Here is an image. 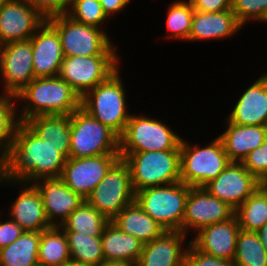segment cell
<instances>
[{
  "instance_id": "4",
  "label": "cell",
  "mask_w": 267,
  "mask_h": 266,
  "mask_svg": "<svg viewBox=\"0 0 267 266\" xmlns=\"http://www.w3.org/2000/svg\"><path fill=\"white\" fill-rule=\"evenodd\" d=\"M166 123L144 114L135 115L127 122L119 136V154L124 159L130 153L180 150L181 136Z\"/></svg>"
},
{
  "instance_id": "37",
  "label": "cell",
  "mask_w": 267,
  "mask_h": 266,
  "mask_svg": "<svg viewBox=\"0 0 267 266\" xmlns=\"http://www.w3.org/2000/svg\"><path fill=\"white\" fill-rule=\"evenodd\" d=\"M231 10L244 27L248 22H260L267 15V0H232Z\"/></svg>"
},
{
  "instance_id": "34",
  "label": "cell",
  "mask_w": 267,
  "mask_h": 266,
  "mask_svg": "<svg viewBox=\"0 0 267 266\" xmlns=\"http://www.w3.org/2000/svg\"><path fill=\"white\" fill-rule=\"evenodd\" d=\"M166 26L168 34L163 37L169 40H183L189 41V35L191 32L192 17L194 14V9L189 0L173 1L172 4L168 6ZM170 31V32H169Z\"/></svg>"
},
{
  "instance_id": "30",
  "label": "cell",
  "mask_w": 267,
  "mask_h": 266,
  "mask_svg": "<svg viewBox=\"0 0 267 266\" xmlns=\"http://www.w3.org/2000/svg\"><path fill=\"white\" fill-rule=\"evenodd\" d=\"M110 221L97 209L84 201L60 225L64 232H78L88 236H101Z\"/></svg>"
},
{
  "instance_id": "39",
  "label": "cell",
  "mask_w": 267,
  "mask_h": 266,
  "mask_svg": "<svg viewBox=\"0 0 267 266\" xmlns=\"http://www.w3.org/2000/svg\"><path fill=\"white\" fill-rule=\"evenodd\" d=\"M185 266H235L233 260L219 259L198 250L191 242L186 250Z\"/></svg>"
},
{
  "instance_id": "25",
  "label": "cell",
  "mask_w": 267,
  "mask_h": 266,
  "mask_svg": "<svg viewBox=\"0 0 267 266\" xmlns=\"http://www.w3.org/2000/svg\"><path fill=\"white\" fill-rule=\"evenodd\" d=\"M104 261L124 262L136 265L143 243L134 236L124 233L111 221L101 235Z\"/></svg>"
},
{
  "instance_id": "9",
  "label": "cell",
  "mask_w": 267,
  "mask_h": 266,
  "mask_svg": "<svg viewBox=\"0 0 267 266\" xmlns=\"http://www.w3.org/2000/svg\"><path fill=\"white\" fill-rule=\"evenodd\" d=\"M69 157L119 154V136L81 107L71 113Z\"/></svg>"
},
{
  "instance_id": "44",
  "label": "cell",
  "mask_w": 267,
  "mask_h": 266,
  "mask_svg": "<svg viewBox=\"0 0 267 266\" xmlns=\"http://www.w3.org/2000/svg\"><path fill=\"white\" fill-rule=\"evenodd\" d=\"M256 233L260 242L267 250V222L258 231H256Z\"/></svg>"
},
{
  "instance_id": "10",
  "label": "cell",
  "mask_w": 267,
  "mask_h": 266,
  "mask_svg": "<svg viewBox=\"0 0 267 266\" xmlns=\"http://www.w3.org/2000/svg\"><path fill=\"white\" fill-rule=\"evenodd\" d=\"M85 201L109 221L135 201V192L127 163L120 158Z\"/></svg>"
},
{
  "instance_id": "22",
  "label": "cell",
  "mask_w": 267,
  "mask_h": 266,
  "mask_svg": "<svg viewBox=\"0 0 267 266\" xmlns=\"http://www.w3.org/2000/svg\"><path fill=\"white\" fill-rule=\"evenodd\" d=\"M227 120L237 125L267 126V74L263 73L237 99Z\"/></svg>"
},
{
  "instance_id": "3",
  "label": "cell",
  "mask_w": 267,
  "mask_h": 266,
  "mask_svg": "<svg viewBox=\"0 0 267 266\" xmlns=\"http://www.w3.org/2000/svg\"><path fill=\"white\" fill-rule=\"evenodd\" d=\"M120 68L81 97V108L120 136L131 117ZM128 107V108H127Z\"/></svg>"
},
{
  "instance_id": "32",
  "label": "cell",
  "mask_w": 267,
  "mask_h": 266,
  "mask_svg": "<svg viewBox=\"0 0 267 266\" xmlns=\"http://www.w3.org/2000/svg\"><path fill=\"white\" fill-rule=\"evenodd\" d=\"M71 260L100 266L104 262L101 236H88L78 232H65Z\"/></svg>"
},
{
  "instance_id": "13",
  "label": "cell",
  "mask_w": 267,
  "mask_h": 266,
  "mask_svg": "<svg viewBox=\"0 0 267 266\" xmlns=\"http://www.w3.org/2000/svg\"><path fill=\"white\" fill-rule=\"evenodd\" d=\"M119 159L120 154L69 157L60 178L73 192L86 199Z\"/></svg>"
},
{
  "instance_id": "2",
  "label": "cell",
  "mask_w": 267,
  "mask_h": 266,
  "mask_svg": "<svg viewBox=\"0 0 267 266\" xmlns=\"http://www.w3.org/2000/svg\"><path fill=\"white\" fill-rule=\"evenodd\" d=\"M15 98L22 105H17L22 123L37 115H68L81 107L79 94L59 76L34 78Z\"/></svg>"
},
{
  "instance_id": "27",
  "label": "cell",
  "mask_w": 267,
  "mask_h": 266,
  "mask_svg": "<svg viewBox=\"0 0 267 266\" xmlns=\"http://www.w3.org/2000/svg\"><path fill=\"white\" fill-rule=\"evenodd\" d=\"M111 222L143 244L151 242L165 232L164 228L149 216L136 201L122 209Z\"/></svg>"
},
{
  "instance_id": "31",
  "label": "cell",
  "mask_w": 267,
  "mask_h": 266,
  "mask_svg": "<svg viewBox=\"0 0 267 266\" xmlns=\"http://www.w3.org/2000/svg\"><path fill=\"white\" fill-rule=\"evenodd\" d=\"M241 230L258 231L267 222V192L260 187L236 210Z\"/></svg>"
},
{
  "instance_id": "35",
  "label": "cell",
  "mask_w": 267,
  "mask_h": 266,
  "mask_svg": "<svg viewBox=\"0 0 267 266\" xmlns=\"http://www.w3.org/2000/svg\"><path fill=\"white\" fill-rule=\"evenodd\" d=\"M14 95L0 92V163L7 157L17 124V102Z\"/></svg>"
},
{
  "instance_id": "1",
  "label": "cell",
  "mask_w": 267,
  "mask_h": 266,
  "mask_svg": "<svg viewBox=\"0 0 267 266\" xmlns=\"http://www.w3.org/2000/svg\"><path fill=\"white\" fill-rule=\"evenodd\" d=\"M66 161L49 140L40 139L19 122L9 153L0 163V175L6 180L35 183L38 179L60 177Z\"/></svg>"
},
{
  "instance_id": "17",
  "label": "cell",
  "mask_w": 267,
  "mask_h": 266,
  "mask_svg": "<svg viewBox=\"0 0 267 266\" xmlns=\"http://www.w3.org/2000/svg\"><path fill=\"white\" fill-rule=\"evenodd\" d=\"M9 183L21 188L9 211V218L19 224L24 231H43L52 225L47 220L42 197L33 183L6 180L0 175V184Z\"/></svg>"
},
{
  "instance_id": "46",
  "label": "cell",
  "mask_w": 267,
  "mask_h": 266,
  "mask_svg": "<svg viewBox=\"0 0 267 266\" xmlns=\"http://www.w3.org/2000/svg\"><path fill=\"white\" fill-rule=\"evenodd\" d=\"M260 188L267 191V173L260 180Z\"/></svg>"
},
{
  "instance_id": "36",
  "label": "cell",
  "mask_w": 267,
  "mask_h": 266,
  "mask_svg": "<svg viewBox=\"0 0 267 266\" xmlns=\"http://www.w3.org/2000/svg\"><path fill=\"white\" fill-rule=\"evenodd\" d=\"M66 15L76 22L97 28H102L101 25L108 20L100 0H70Z\"/></svg>"
},
{
  "instance_id": "15",
  "label": "cell",
  "mask_w": 267,
  "mask_h": 266,
  "mask_svg": "<svg viewBox=\"0 0 267 266\" xmlns=\"http://www.w3.org/2000/svg\"><path fill=\"white\" fill-rule=\"evenodd\" d=\"M45 21L23 0H4L0 7V46L30 39Z\"/></svg>"
},
{
  "instance_id": "18",
  "label": "cell",
  "mask_w": 267,
  "mask_h": 266,
  "mask_svg": "<svg viewBox=\"0 0 267 266\" xmlns=\"http://www.w3.org/2000/svg\"><path fill=\"white\" fill-rule=\"evenodd\" d=\"M33 184L42 197L47 220L52 226H60L85 201L79 194L73 192L60 177L38 179Z\"/></svg>"
},
{
  "instance_id": "28",
  "label": "cell",
  "mask_w": 267,
  "mask_h": 266,
  "mask_svg": "<svg viewBox=\"0 0 267 266\" xmlns=\"http://www.w3.org/2000/svg\"><path fill=\"white\" fill-rule=\"evenodd\" d=\"M42 231H24L0 250V266H39L38 249Z\"/></svg>"
},
{
  "instance_id": "47",
  "label": "cell",
  "mask_w": 267,
  "mask_h": 266,
  "mask_svg": "<svg viewBox=\"0 0 267 266\" xmlns=\"http://www.w3.org/2000/svg\"><path fill=\"white\" fill-rule=\"evenodd\" d=\"M63 266H92V265L83 264V263H80V262H75V261L70 260L69 262H67Z\"/></svg>"
},
{
  "instance_id": "6",
  "label": "cell",
  "mask_w": 267,
  "mask_h": 266,
  "mask_svg": "<svg viewBox=\"0 0 267 266\" xmlns=\"http://www.w3.org/2000/svg\"><path fill=\"white\" fill-rule=\"evenodd\" d=\"M198 145L183 137L180 141V180L190 187H204L231 162L218 136L204 147Z\"/></svg>"
},
{
  "instance_id": "19",
  "label": "cell",
  "mask_w": 267,
  "mask_h": 266,
  "mask_svg": "<svg viewBox=\"0 0 267 266\" xmlns=\"http://www.w3.org/2000/svg\"><path fill=\"white\" fill-rule=\"evenodd\" d=\"M30 40L34 77L58 76L64 54L56 29L46 20Z\"/></svg>"
},
{
  "instance_id": "8",
  "label": "cell",
  "mask_w": 267,
  "mask_h": 266,
  "mask_svg": "<svg viewBox=\"0 0 267 266\" xmlns=\"http://www.w3.org/2000/svg\"><path fill=\"white\" fill-rule=\"evenodd\" d=\"M130 169L134 192L180 180V150L130 153L123 159Z\"/></svg>"
},
{
  "instance_id": "29",
  "label": "cell",
  "mask_w": 267,
  "mask_h": 266,
  "mask_svg": "<svg viewBox=\"0 0 267 266\" xmlns=\"http://www.w3.org/2000/svg\"><path fill=\"white\" fill-rule=\"evenodd\" d=\"M71 260L66 234L60 226L41 232L38 249L39 266H63Z\"/></svg>"
},
{
  "instance_id": "24",
  "label": "cell",
  "mask_w": 267,
  "mask_h": 266,
  "mask_svg": "<svg viewBox=\"0 0 267 266\" xmlns=\"http://www.w3.org/2000/svg\"><path fill=\"white\" fill-rule=\"evenodd\" d=\"M225 122L226 129L218 137L231 162H242L248 153L261 146L267 139V126L237 125L227 119Z\"/></svg>"
},
{
  "instance_id": "11",
  "label": "cell",
  "mask_w": 267,
  "mask_h": 266,
  "mask_svg": "<svg viewBox=\"0 0 267 266\" xmlns=\"http://www.w3.org/2000/svg\"><path fill=\"white\" fill-rule=\"evenodd\" d=\"M120 60V56L64 57L58 76L82 97L115 73L121 67Z\"/></svg>"
},
{
  "instance_id": "41",
  "label": "cell",
  "mask_w": 267,
  "mask_h": 266,
  "mask_svg": "<svg viewBox=\"0 0 267 266\" xmlns=\"http://www.w3.org/2000/svg\"><path fill=\"white\" fill-rule=\"evenodd\" d=\"M24 230L11 218L0 220V250L18 239Z\"/></svg>"
},
{
  "instance_id": "40",
  "label": "cell",
  "mask_w": 267,
  "mask_h": 266,
  "mask_svg": "<svg viewBox=\"0 0 267 266\" xmlns=\"http://www.w3.org/2000/svg\"><path fill=\"white\" fill-rule=\"evenodd\" d=\"M38 10L45 18L66 14L70 0H23Z\"/></svg>"
},
{
  "instance_id": "14",
  "label": "cell",
  "mask_w": 267,
  "mask_h": 266,
  "mask_svg": "<svg viewBox=\"0 0 267 266\" xmlns=\"http://www.w3.org/2000/svg\"><path fill=\"white\" fill-rule=\"evenodd\" d=\"M234 213L231 207L211 195L204 187H191L186 200L181 232L186 235L189 231L197 233L205 226L229 220Z\"/></svg>"
},
{
  "instance_id": "7",
  "label": "cell",
  "mask_w": 267,
  "mask_h": 266,
  "mask_svg": "<svg viewBox=\"0 0 267 266\" xmlns=\"http://www.w3.org/2000/svg\"><path fill=\"white\" fill-rule=\"evenodd\" d=\"M190 186L179 181L135 192L136 203L165 231H181Z\"/></svg>"
},
{
  "instance_id": "48",
  "label": "cell",
  "mask_w": 267,
  "mask_h": 266,
  "mask_svg": "<svg viewBox=\"0 0 267 266\" xmlns=\"http://www.w3.org/2000/svg\"><path fill=\"white\" fill-rule=\"evenodd\" d=\"M267 24V15L265 16L264 20L262 21Z\"/></svg>"
},
{
  "instance_id": "26",
  "label": "cell",
  "mask_w": 267,
  "mask_h": 266,
  "mask_svg": "<svg viewBox=\"0 0 267 266\" xmlns=\"http://www.w3.org/2000/svg\"><path fill=\"white\" fill-rule=\"evenodd\" d=\"M71 114L37 115L27 119L24 124L40 139L49 140L67 159L70 152Z\"/></svg>"
},
{
  "instance_id": "5",
  "label": "cell",
  "mask_w": 267,
  "mask_h": 266,
  "mask_svg": "<svg viewBox=\"0 0 267 266\" xmlns=\"http://www.w3.org/2000/svg\"><path fill=\"white\" fill-rule=\"evenodd\" d=\"M46 20L59 34L64 57L119 56L108 33L102 29L74 21L66 14L54 15Z\"/></svg>"
},
{
  "instance_id": "23",
  "label": "cell",
  "mask_w": 267,
  "mask_h": 266,
  "mask_svg": "<svg viewBox=\"0 0 267 266\" xmlns=\"http://www.w3.org/2000/svg\"><path fill=\"white\" fill-rule=\"evenodd\" d=\"M242 27L232 10L212 13L194 11L189 40H226L237 34Z\"/></svg>"
},
{
  "instance_id": "16",
  "label": "cell",
  "mask_w": 267,
  "mask_h": 266,
  "mask_svg": "<svg viewBox=\"0 0 267 266\" xmlns=\"http://www.w3.org/2000/svg\"><path fill=\"white\" fill-rule=\"evenodd\" d=\"M260 187V181L241 162L229 165L204 188L234 211Z\"/></svg>"
},
{
  "instance_id": "42",
  "label": "cell",
  "mask_w": 267,
  "mask_h": 266,
  "mask_svg": "<svg viewBox=\"0 0 267 266\" xmlns=\"http://www.w3.org/2000/svg\"><path fill=\"white\" fill-rule=\"evenodd\" d=\"M194 11L205 13L231 10L232 0H189Z\"/></svg>"
},
{
  "instance_id": "45",
  "label": "cell",
  "mask_w": 267,
  "mask_h": 266,
  "mask_svg": "<svg viewBox=\"0 0 267 266\" xmlns=\"http://www.w3.org/2000/svg\"><path fill=\"white\" fill-rule=\"evenodd\" d=\"M100 266H135L130 263H124V262H107L104 261Z\"/></svg>"
},
{
  "instance_id": "43",
  "label": "cell",
  "mask_w": 267,
  "mask_h": 266,
  "mask_svg": "<svg viewBox=\"0 0 267 266\" xmlns=\"http://www.w3.org/2000/svg\"><path fill=\"white\" fill-rule=\"evenodd\" d=\"M130 3V0H100L102 9L108 19H110L109 17L111 15H115L122 11L124 8H127L126 6H128V4Z\"/></svg>"
},
{
  "instance_id": "38",
  "label": "cell",
  "mask_w": 267,
  "mask_h": 266,
  "mask_svg": "<svg viewBox=\"0 0 267 266\" xmlns=\"http://www.w3.org/2000/svg\"><path fill=\"white\" fill-rule=\"evenodd\" d=\"M259 181L267 173V139L254 149L241 162Z\"/></svg>"
},
{
  "instance_id": "20",
  "label": "cell",
  "mask_w": 267,
  "mask_h": 266,
  "mask_svg": "<svg viewBox=\"0 0 267 266\" xmlns=\"http://www.w3.org/2000/svg\"><path fill=\"white\" fill-rule=\"evenodd\" d=\"M240 226L234 215L227 221L201 228L190 242L203 253L219 259L233 260Z\"/></svg>"
},
{
  "instance_id": "33",
  "label": "cell",
  "mask_w": 267,
  "mask_h": 266,
  "mask_svg": "<svg viewBox=\"0 0 267 266\" xmlns=\"http://www.w3.org/2000/svg\"><path fill=\"white\" fill-rule=\"evenodd\" d=\"M235 266H267V250L253 231L239 230Z\"/></svg>"
},
{
  "instance_id": "12",
  "label": "cell",
  "mask_w": 267,
  "mask_h": 266,
  "mask_svg": "<svg viewBox=\"0 0 267 266\" xmlns=\"http://www.w3.org/2000/svg\"><path fill=\"white\" fill-rule=\"evenodd\" d=\"M0 75L3 92L14 96L35 78L30 39L0 46Z\"/></svg>"
},
{
  "instance_id": "21",
  "label": "cell",
  "mask_w": 267,
  "mask_h": 266,
  "mask_svg": "<svg viewBox=\"0 0 267 266\" xmlns=\"http://www.w3.org/2000/svg\"><path fill=\"white\" fill-rule=\"evenodd\" d=\"M186 236L181 231H165L160 237L143 244L135 266H185L190 243V240L185 241Z\"/></svg>"
}]
</instances>
